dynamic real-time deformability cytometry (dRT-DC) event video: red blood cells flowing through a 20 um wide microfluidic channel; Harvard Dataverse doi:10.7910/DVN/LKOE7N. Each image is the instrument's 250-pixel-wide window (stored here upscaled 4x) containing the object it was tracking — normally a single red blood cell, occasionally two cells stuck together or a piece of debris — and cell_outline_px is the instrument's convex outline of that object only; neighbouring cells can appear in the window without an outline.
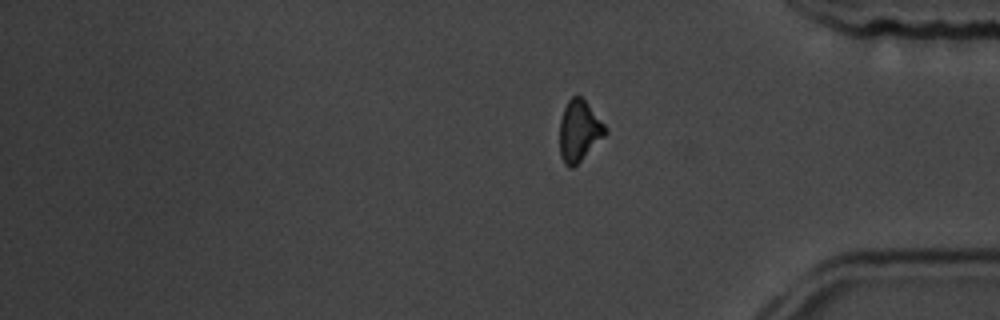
{"species": "common noctule bat (a hibernating species)", "species_latin": "Nyctalus noctula", "temperature_condition": "room temperature", "stored_images_in_passage": 16, "segment_of_instrument_passage": [2, 2], "camera_frame_rate_fps": 3000, "um_per_image_px": 0.085, "animal": {"sex": "male", "body_mass_g": 19.5, "forearm_length_mm": 54.6}, "frame": {"image": 1, "passage_image": 16, "time_ms": 19.0, "image_size_px": [1000, 320], "cell_outline_px": [[608, 132], [572, 168], [568, 168], [564, 164], [560, 156], [560, 120], [564, 108], [568, 100], [572, 96], [580, 96], [588, 104], [608, 128]], "centroid_in_image_um": [49.22, 11.12], "position_along_channel_um": 386.0, "area_um2": 16.07}}